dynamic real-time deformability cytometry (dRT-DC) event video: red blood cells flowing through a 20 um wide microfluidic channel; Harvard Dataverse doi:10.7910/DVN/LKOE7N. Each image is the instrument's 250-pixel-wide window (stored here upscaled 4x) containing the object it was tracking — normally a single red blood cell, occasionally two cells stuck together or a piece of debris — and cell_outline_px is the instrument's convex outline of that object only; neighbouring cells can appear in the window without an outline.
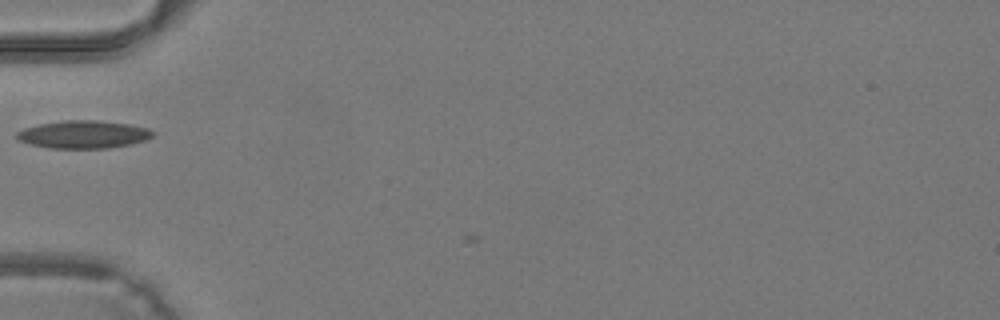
{"species": "common noctule bat (a hibernating species)", "species_latin": "Nyctalus noctula", "temperature_condition": "warm", "stored_images_in_passage": 21, "camera_frame_rate_fps": 3000, "um_per_image_px": 0.085, "animal": {"sex": "male", "body_mass_g": 19.2, "forearm_length_mm": 51.8}, "frame": {"image": 1, "passage_image": 5, "time_ms": 1.333, "image_size_px": [1000, 320], "cell_outline_px": [[156, 132], [152, 136], [144, 140], [128, 144], [108, 148], [48, 148], [16, 140], [16, 132], [24, 128], [40, 124], [64, 120], [96, 120], [128, 124], [148, 128]], "centroid_in_image_um": [7.06, 11.42], "position_along_channel_um": 77.9, "area_um2": 21.91}}
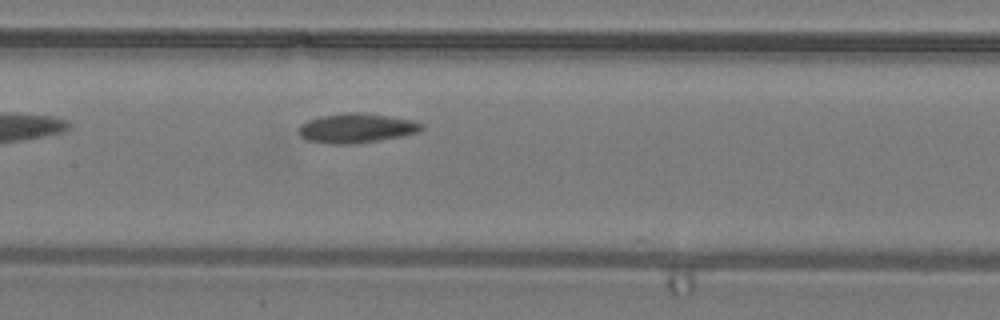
{"frame": {"image": 2, "passage_image": 11, "time_ms": 3.333, "image_size_px": [1000, 320], "cell_outline_px": [[424, 128], [420, 132], [404, 136], [380, 140], [348, 144], [328, 144], [308, 140], [300, 136], [300, 124], [308, 120], [320, 116], [348, 112], [364, 112], [412, 120], [424, 124]], "centroid_in_image_um": [30.33, 10.89], "position_along_channel_um": 177.1, "area_um2": 21.21}}
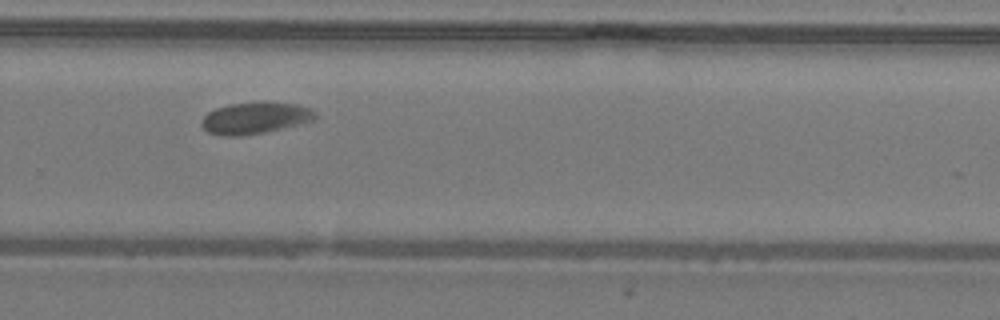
{"frame": {"image": 3, "passage_image": 19, "time_ms": 6.0, "image_size_px": [1000, 320], "cell_outline_px": [[316, 120], [300, 124], [264, 132], [240, 136], [220, 136], [208, 132], [200, 124], [200, 120], [208, 112], [216, 108], [228, 104], [264, 100], [296, 104], [308, 108], [316, 112]], "centroid_in_image_um": [21.67, 10.01], "position_along_channel_um": 308.1, "area_um2": 21.39}}